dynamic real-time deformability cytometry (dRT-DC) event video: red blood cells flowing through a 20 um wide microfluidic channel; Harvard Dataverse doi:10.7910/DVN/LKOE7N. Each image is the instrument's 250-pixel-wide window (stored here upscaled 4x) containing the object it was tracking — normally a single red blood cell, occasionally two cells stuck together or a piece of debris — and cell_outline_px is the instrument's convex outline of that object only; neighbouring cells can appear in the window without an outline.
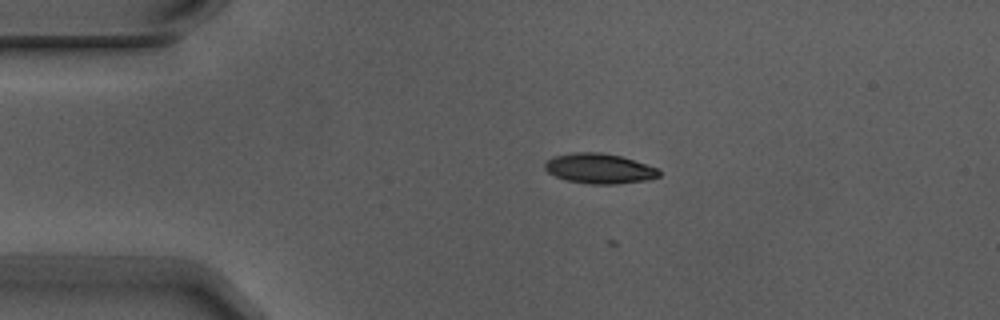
{"species": "Egyptian fruit bat (a non-hibernating species)", "species_latin": "Rousettus aegyptiacus", "temperature_condition": "warm", "stored_images_in_passage": 7, "camera_frame_rate_fps": 3000, "um_per_image_px": 0.085, "animal": {"sex": "male"}, "frame": {"image": 1, "passage_image": 3, "time_ms": 0.667, "image_size_px": [1000, 320], "cell_outline_px": [[660, 176], [648, 180], [616, 184], [588, 184], [568, 180], [556, 176], [548, 172], [544, 168], [544, 164], [552, 156], [576, 152], [600, 152], [620, 156], [656, 168], [660, 172]], "centroid_in_image_um": [50.92, 14.33], "position_along_channel_um": 34.1, "area_um2": 19.83}}